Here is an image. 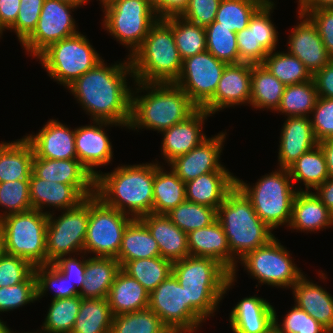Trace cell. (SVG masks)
Instances as JSON below:
<instances>
[{"label": "cell", "instance_id": "8", "mask_svg": "<svg viewBox=\"0 0 333 333\" xmlns=\"http://www.w3.org/2000/svg\"><path fill=\"white\" fill-rule=\"evenodd\" d=\"M49 210L36 209L0 219L4 253L19 256L33 267L47 265L46 231Z\"/></svg>", "mask_w": 333, "mask_h": 333}, {"label": "cell", "instance_id": "24", "mask_svg": "<svg viewBox=\"0 0 333 333\" xmlns=\"http://www.w3.org/2000/svg\"><path fill=\"white\" fill-rule=\"evenodd\" d=\"M32 172L39 178L75 186L86 198L94 195L92 175L78 159H44L33 157Z\"/></svg>", "mask_w": 333, "mask_h": 333}, {"label": "cell", "instance_id": "47", "mask_svg": "<svg viewBox=\"0 0 333 333\" xmlns=\"http://www.w3.org/2000/svg\"><path fill=\"white\" fill-rule=\"evenodd\" d=\"M183 232L209 226L217 218V210L185 200L166 214Z\"/></svg>", "mask_w": 333, "mask_h": 333}, {"label": "cell", "instance_id": "59", "mask_svg": "<svg viewBox=\"0 0 333 333\" xmlns=\"http://www.w3.org/2000/svg\"><path fill=\"white\" fill-rule=\"evenodd\" d=\"M80 256L82 259H77L75 254L62 256L58 258L52 265L59 270L70 282H72L76 289L80 292L85 282V266H86V254Z\"/></svg>", "mask_w": 333, "mask_h": 333}, {"label": "cell", "instance_id": "10", "mask_svg": "<svg viewBox=\"0 0 333 333\" xmlns=\"http://www.w3.org/2000/svg\"><path fill=\"white\" fill-rule=\"evenodd\" d=\"M36 59L65 88L103 60L81 32L53 43Z\"/></svg>", "mask_w": 333, "mask_h": 333}, {"label": "cell", "instance_id": "62", "mask_svg": "<svg viewBox=\"0 0 333 333\" xmlns=\"http://www.w3.org/2000/svg\"><path fill=\"white\" fill-rule=\"evenodd\" d=\"M20 9V0H0V24L8 30L15 22Z\"/></svg>", "mask_w": 333, "mask_h": 333}, {"label": "cell", "instance_id": "40", "mask_svg": "<svg viewBox=\"0 0 333 333\" xmlns=\"http://www.w3.org/2000/svg\"><path fill=\"white\" fill-rule=\"evenodd\" d=\"M112 321L107 298H82L71 333H110Z\"/></svg>", "mask_w": 333, "mask_h": 333}, {"label": "cell", "instance_id": "31", "mask_svg": "<svg viewBox=\"0 0 333 333\" xmlns=\"http://www.w3.org/2000/svg\"><path fill=\"white\" fill-rule=\"evenodd\" d=\"M235 186L236 177L230 171L209 172L185 183L186 200L217 210Z\"/></svg>", "mask_w": 333, "mask_h": 333}, {"label": "cell", "instance_id": "45", "mask_svg": "<svg viewBox=\"0 0 333 333\" xmlns=\"http://www.w3.org/2000/svg\"><path fill=\"white\" fill-rule=\"evenodd\" d=\"M82 297L76 295L70 298L51 300L41 333H71L79 313Z\"/></svg>", "mask_w": 333, "mask_h": 333}, {"label": "cell", "instance_id": "58", "mask_svg": "<svg viewBox=\"0 0 333 333\" xmlns=\"http://www.w3.org/2000/svg\"><path fill=\"white\" fill-rule=\"evenodd\" d=\"M298 12L306 15L315 25L328 55L333 59V8Z\"/></svg>", "mask_w": 333, "mask_h": 333}, {"label": "cell", "instance_id": "55", "mask_svg": "<svg viewBox=\"0 0 333 333\" xmlns=\"http://www.w3.org/2000/svg\"><path fill=\"white\" fill-rule=\"evenodd\" d=\"M33 272L34 267L27 260L4 252L0 255V287L22 283Z\"/></svg>", "mask_w": 333, "mask_h": 333}, {"label": "cell", "instance_id": "72", "mask_svg": "<svg viewBox=\"0 0 333 333\" xmlns=\"http://www.w3.org/2000/svg\"><path fill=\"white\" fill-rule=\"evenodd\" d=\"M3 31H5V29H4V28L1 26V24H0V37L2 36Z\"/></svg>", "mask_w": 333, "mask_h": 333}, {"label": "cell", "instance_id": "1", "mask_svg": "<svg viewBox=\"0 0 333 333\" xmlns=\"http://www.w3.org/2000/svg\"><path fill=\"white\" fill-rule=\"evenodd\" d=\"M104 61L76 79L67 89L92 121L114 122L128 128L133 88L128 86L127 78L134 80L130 59L127 57L124 62L110 66Z\"/></svg>", "mask_w": 333, "mask_h": 333}, {"label": "cell", "instance_id": "41", "mask_svg": "<svg viewBox=\"0 0 333 333\" xmlns=\"http://www.w3.org/2000/svg\"><path fill=\"white\" fill-rule=\"evenodd\" d=\"M163 20L173 30L182 60L207 50L205 27L191 23L181 16H171Z\"/></svg>", "mask_w": 333, "mask_h": 333}, {"label": "cell", "instance_id": "7", "mask_svg": "<svg viewBox=\"0 0 333 333\" xmlns=\"http://www.w3.org/2000/svg\"><path fill=\"white\" fill-rule=\"evenodd\" d=\"M236 186L251 201L258 217L272 230L280 225L288 227L294 196L298 190H303L301 186L294 189L286 168L263 175L253 186L236 177Z\"/></svg>", "mask_w": 333, "mask_h": 333}, {"label": "cell", "instance_id": "35", "mask_svg": "<svg viewBox=\"0 0 333 333\" xmlns=\"http://www.w3.org/2000/svg\"><path fill=\"white\" fill-rule=\"evenodd\" d=\"M120 270L121 265L116 258L90 255L86 259L85 282L79 295L82 298H107Z\"/></svg>", "mask_w": 333, "mask_h": 333}, {"label": "cell", "instance_id": "6", "mask_svg": "<svg viewBox=\"0 0 333 333\" xmlns=\"http://www.w3.org/2000/svg\"><path fill=\"white\" fill-rule=\"evenodd\" d=\"M134 82L174 83L181 72L182 59L172 28L159 19L142 45L129 57Z\"/></svg>", "mask_w": 333, "mask_h": 333}, {"label": "cell", "instance_id": "16", "mask_svg": "<svg viewBox=\"0 0 333 333\" xmlns=\"http://www.w3.org/2000/svg\"><path fill=\"white\" fill-rule=\"evenodd\" d=\"M149 308L177 332H196L203 323L187 307L185 290L173 273L149 294Z\"/></svg>", "mask_w": 333, "mask_h": 333}, {"label": "cell", "instance_id": "43", "mask_svg": "<svg viewBox=\"0 0 333 333\" xmlns=\"http://www.w3.org/2000/svg\"><path fill=\"white\" fill-rule=\"evenodd\" d=\"M318 99L313 79L310 81L287 85L281 97L280 105L275 111L287 117L307 116L312 113Z\"/></svg>", "mask_w": 333, "mask_h": 333}, {"label": "cell", "instance_id": "37", "mask_svg": "<svg viewBox=\"0 0 333 333\" xmlns=\"http://www.w3.org/2000/svg\"><path fill=\"white\" fill-rule=\"evenodd\" d=\"M154 163L153 213L167 214L186 200L185 182L170 168V172Z\"/></svg>", "mask_w": 333, "mask_h": 333}, {"label": "cell", "instance_id": "2", "mask_svg": "<svg viewBox=\"0 0 333 333\" xmlns=\"http://www.w3.org/2000/svg\"><path fill=\"white\" fill-rule=\"evenodd\" d=\"M172 273L185 290L187 307L205 322L236 279L218 261L189 255L173 263ZM213 314V315H212Z\"/></svg>", "mask_w": 333, "mask_h": 333}, {"label": "cell", "instance_id": "18", "mask_svg": "<svg viewBox=\"0 0 333 333\" xmlns=\"http://www.w3.org/2000/svg\"><path fill=\"white\" fill-rule=\"evenodd\" d=\"M121 126L114 122L95 121L93 125L75 128V150L77 159L83 167L95 177L100 173L96 168L106 166L113 160L112 144L104 131L108 126ZM96 169V170H95Z\"/></svg>", "mask_w": 333, "mask_h": 333}, {"label": "cell", "instance_id": "17", "mask_svg": "<svg viewBox=\"0 0 333 333\" xmlns=\"http://www.w3.org/2000/svg\"><path fill=\"white\" fill-rule=\"evenodd\" d=\"M275 3L267 0L251 17L247 28L236 33L239 63L262 64L276 51L278 31L271 20Z\"/></svg>", "mask_w": 333, "mask_h": 333}, {"label": "cell", "instance_id": "64", "mask_svg": "<svg viewBox=\"0 0 333 333\" xmlns=\"http://www.w3.org/2000/svg\"><path fill=\"white\" fill-rule=\"evenodd\" d=\"M298 11H313L333 8V0H298Z\"/></svg>", "mask_w": 333, "mask_h": 333}, {"label": "cell", "instance_id": "22", "mask_svg": "<svg viewBox=\"0 0 333 333\" xmlns=\"http://www.w3.org/2000/svg\"><path fill=\"white\" fill-rule=\"evenodd\" d=\"M209 116L212 115L208 111L198 108L186 120L161 132L163 135L161 155H163L165 163L169 164L207 139L202 130L204 122Z\"/></svg>", "mask_w": 333, "mask_h": 333}, {"label": "cell", "instance_id": "19", "mask_svg": "<svg viewBox=\"0 0 333 333\" xmlns=\"http://www.w3.org/2000/svg\"><path fill=\"white\" fill-rule=\"evenodd\" d=\"M226 131L205 139L200 145L171 161L168 165L183 181L214 171H229L220 163Z\"/></svg>", "mask_w": 333, "mask_h": 333}, {"label": "cell", "instance_id": "29", "mask_svg": "<svg viewBox=\"0 0 333 333\" xmlns=\"http://www.w3.org/2000/svg\"><path fill=\"white\" fill-rule=\"evenodd\" d=\"M333 225V213L312 191L298 190L292 203L288 227L292 230L314 232ZM324 228V229H323Z\"/></svg>", "mask_w": 333, "mask_h": 333}, {"label": "cell", "instance_id": "56", "mask_svg": "<svg viewBox=\"0 0 333 333\" xmlns=\"http://www.w3.org/2000/svg\"><path fill=\"white\" fill-rule=\"evenodd\" d=\"M310 117L318 142L333 139V99L318 97Z\"/></svg>", "mask_w": 333, "mask_h": 333}, {"label": "cell", "instance_id": "15", "mask_svg": "<svg viewBox=\"0 0 333 333\" xmlns=\"http://www.w3.org/2000/svg\"><path fill=\"white\" fill-rule=\"evenodd\" d=\"M226 65L206 50L182 61L180 75L174 83L202 108L214 96Z\"/></svg>", "mask_w": 333, "mask_h": 333}, {"label": "cell", "instance_id": "51", "mask_svg": "<svg viewBox=\"0 0 333 333\" xmlns=\"http://www.w3.org/2000/svg\"><path fill=\"white\" fill-rule=\"evenodd\" d=\"M0 207L5 208L2 214L0 212V219L31 210L29 179L0 183Z\"/></svg>", "mask_w": 333, "mask_h": 333}, {"label": "cell", "instance_id": "69", "mask_svg": "<svg viewBox=\"0 0 333 333\" xmlns=\"http://www.w3.org/2000/svg\"><path fill=\"white\" fill-rule=\"evenodd\" d=\"M264 333H279L277 327L273 324L268 330H266Z\"/></svg>", "mask_w": 333, "mask_h": 333}, {"label": "cell", "instance_id": "12", "mask_svg": "<svg viewBox=\"0 0 333 333\" xmlns=\"http://www.w3.org/2000/svg\"><path fill=\"white\" fill-rule=\"evenodd\" d=\"M290 254L275 237L268 244L248 253L239 263L258 280L259 285L291 289L304 274Z\"/></svg>", "mask_w": 333, "mask_h": 333}, {"label": "cell", "instance_id": "36", "mask_svg": "<svg viewBox=\"0 0 333 333\" xmlns=\"http://www.w3.org/2000/svg\"><path fill=\"white\" fill-rule=\"evenodd\" d=\"M157 256H160L157 241L148 228L138 218H134L123 233L121 247L116 258L121 268L128 261Z\"/></svg>", "mask_w": 333, "mask_h": 333}, {"label": "cell", "instance_id": "53", "mask_svg": "<svg viewBox=\"0 0 333 333\" xmlns=\"http://www.w3.org/2000/svg\"><path fill=\"white\" fill-rule=\"evenodd\" d=\"M276 310L274 309V325L279 333H329L318 321L295 304L287 312L281 324H278Z\"/></svg>", "mask_w": 333, "mask_h": 333}, {"label": "cell", "instance_id": "65", "mask_svg": "<svg viewBox=\"0 0 333 333\" xmlns=\"http://www.w3.org/2000/svg\"><path fill=\"white\" fill-rule=\"evenodd\" d=\"M318 145L324 153L329 178H333V139L322 140L318 142Z\"/></svg>", "mask_w": 333, "mask_h": 333}, {"label": "cell", "instance_id": "13", "mask_svg": "<svg viewBox=\"0 0 333 333\" xmlns=\"http://www.w3.org/2000/svg\"><path fill=\"white\" fill-rule=\"evenodd\" d=\"M48 214L46 231L47 264L62 256L82 254L89 222V197L78 206L63 210L59 217ZM77 252V253H76Z\"/></svg>", "mask_w": 333, "mask_h": 333}, {"label": "cell", "instance_id": "25", "mask_svg": "<svg viewBox=\"0 0 333 333\" xmlns=\"http://www.w3.org/2000/svg\"><path fill=\"white\" fill-rule=\"evenodd\" d=\"M283 124L277 157L279 168L287 169L301 155L318 145V141L310 117H287Z\"/></svg>", "mask_w": 333, "mask_h": 333}, {"label": "cell", "instance_id": "5", "mask_svg": "<svg viewBox=\"0 0 333 333\" xmlns=\"http://www.w3.org/2000/svg\"><path fill=\"white\" fill-rule=\"evenodd\" d=\"M216 219L224 229L233 255L231 278L235 279L237 263L248 253L268 244L275 235L272 234L273 230L258 217L251 201L237 186L227 194L217 209Z\"/></svg>", "mask_w": 333, "mask_h": 333}, {"label": "cell", "instance_id": "60", "mask_svg": "<svg viewBox=\"0 0 333 333\" xmlns=\"http://www.w3.org/2000/svg\"><path fill=\"white\" fill-rule=\"evenodd\" d=\"M318 97L333 99V59L312 76Z\"/></svg>", "mask_w": 333, "mask_h": 333}, {"label": "cell", "instance_id": "26", "mask_svg": "<svg viewBox=\"0 0 333 333\" xmlns=\"http://www.w3.org/2000/svg\"><path fill=\"white\" fill-rule=\"evenodd\" d=\"M138 219L157 241L162 258L174 263L190 255L187 233L179 229L166 214L150 213Z\"/></svg>", "mask_w": 333, "mask_h": 333}, {"label": "cell", "instance_id": "9", "mask_svg": "<svg viewBox=\"0 0 333 333\" xmlns=\"http://www.w3.org/2000/svg\"><path fill=\"white\" fill-rule=\"evenodd\" d=\"M104 12L103 29L128 48V58L142 45L159 20L151 0H99Z\"/></svg>", "mask_w": 333, "mask_h": 333}, {"label": "cell", "instance_id": "68", "mask_svg": "<svg viewBox=\"0 0 333 333\" xmlns=\"http://www.w3.org/2000/svg\"><path fill=\"white\" fill-rule=\"evenodd\" d=\"M159 333H177V331L171 327H165L161 332Z\"/></svg>", "mask_w": 333, "mask_h": 333}, {"label": "cell", "instance_id": "27", "mask_svg": "<svg viewBox=\"0 0 333 333\" xmlns=\"http://www.w3.org/2000/svg\"><path fill=\"white\" fill-rule=\"evenodd\" d=\"M29 193L32 209L40 212H44V208L48 206L68 210L86 199L75 186L47 181L37 177L33 172L29 178Z\"/></svg>", "mask_w": 333, "mask_h": 333}, {"label": "cell", "instance_id": "23", "mask_svg": "<svg viewBox=\"0 0 333 333\" xmlns=\"http://www.w3.org/2000/svg\"><path fill=\"white\" fill-rule=\"evenodd\" d=\"M36 135L24 136L32 145L34 155L44 159H77L75 129L50 119Z\"/></svg>", "mask_w": 333, "mask_h": 333}, {"label": "cell", "instance_id": "54", "mask_svg": "<svg viewBox=\"0 0 333 333\" xmlns=\"http://www.w3.org/2000/svg\"><path fill=\"white\" fill-rule=\"evenodd\" d=\"M45 0H20L16 22L8 29L14 31L22 44L35 30Z\"/></svg>", "mask_w": 333, "mask_h": 333}, {"label": "cell", "instance_id": "49", "mask_svg": "<svg viewBox=\"0 0 333 333\" xmlns=\"http://www.w3.org/2000/svg\"><path fill=\"white\" fill-rule=\"evenodd\" d=\"M166 326L149 307L113 316L110 333H159Z\"/></svg>", "mask_w": 333, "mask_h": 333}, {"label": "cell", "instance_id": "14", "mask_svg": "<svg viewBox=\"0 0 333 333\" xmlns=\"http://www.w3.org/2000/svg\"><path fill=\"white\" fill-rule=\"evenodd\" d=\"M77 7L61 0H45L35 30L21 44L25 52L36 58L53 43L78 34L72 16Z\"/></svg>", "mask_w": 333, "mask_h": 333}, {"label": "cell", "instance_id": "57", "mask_svg": "<svg viewBox=\"0 0 333 333\" xmlns=\"http://www.w3.org/2000/svg\"><path fill=\"white\" fill-rule=\"evenodd\" d=\"M220 2L221 0H189L187 8L180 16L191 23L206 27L215 20Z\"/></svg>", "mask_w": 333, "mask_h": 333}, {"label": "cell", "instance_id": "21", "mask_svg": "<svg viewBox=\"0 0 333 333\" xmlns=\"http://www.w3.org/2000/svg\"><path fill=\"white\" fill-rule=\"evenodd\" d=\"M298 14L300 22L289 34L287 52L299 58L313 75L328 64L332 58L328 55L312 21L300 12Z\"/></svg>", "mask_w": 333, "mask_h": 333}, {"label": "cell", "instance_id": "71", "mask_svg": "<svg viewBox=\"0 0 333 333\" xmlns=\"http://www.w3.org/2000/svg\"><path fill=\"white\" fill-rule=\"evenodd\" d=\"M5 333H16V331L14 332L13 330H11L9 327L6 329ZM19 333V332H17ZM24 333H29V332H24ZM30 333H38V332H30ZM41 333V332H40Z\"/></svg>", "mask_w": 333, "mask_h": 333}, {"label": "cell", "instance_id": "3", "mask_svg": "<svg viewBox=\"0 0 333 333\" xmlns=\"http://www.w3.org/2000/svg\"><path fill=\"white\" fill-rule=\"evenodd\" d=\"M154 162L121 165L95 177L94 195L107 206L140 218L153 213Z\"/></svg>", "mask_w": 333, "mask_h": 333}, {"label": "cell", "instance_id": "61", "mask_svg": "<svg viewBox=\"0 0 333 333\" xmlns=\"http://www.w3.org/2000/svg\"><path fill=\"white\" fill-rule=\"evenodd\" d=\"M189 0H151L159 19L180 16L187 8Z\"/></svg>", "mask_w": 333, "mask_h": 333}, {"label": "cell", "instance_id": "50", "mask_svg": "<svg viewBox=\"0 0 333 333\" xmlns=\"http://www.w3.org/2000/svg\"><path fill=\"white\" fill-rule=\"evenodd\" d=\"M37 300L47 294V291L54 290L52 300L70 298L79 295L76 286L69 281L52 264L35 266Z\"/></svg>", "mask_w": 333, "mask_h": 333}, {"label": "cell", "instance_id": "30", "mask_svg": "<svg viewBox=\"0 0 333 333\" xmlns=\"http://www.w3.org/2000/svg\"><path fill=\"white\" fill-rule=\"evenodd\" d=\"M229 322L233 333H264L274 324V307L257 295L245 297L231 310Z\"/></svg>", "mask_w": 333, "mask_h": 333}, {"label": "cell", "instance_id": "44", "mask_svg": "<svg viewBox=\"0 0 333 333\" xmlns=\"http://www.w3.org/2000/svg\"><path fill=\"white\" fill-rule=\"evenodd\" d=\"M262 64L285 86L312 80L302 61L288 52H269Z\"/></svg>", "mask_w": 333, "mask_h": 333}, {"label": "cell", "instance_id": "66", "mask_svg": "<svg viewBox=\"0 0 333 333\" xmlns=\"http://www.w3.org/2000/svg\"><path fill=\"white\" fill-rule=\"evenodd\" d=\"M61 1L71 3V4H73L75 6H78L80 8L82 5L87 4L88 0H61Z\"/></svg>", "mask_w": 333, "mask_h": 333}, {"label": "cell", "instance_id": "33", "mask_svg": "<svg viewBox=\"0 0 333 333\" xmlns=\"http://www.w3.org/2000/svg\"><path fill=\"white\" fill-rule=\"evenodd\" d=\"M149 294L136 279L121 269L109 290L107 301L115 316L148 308Z\"/></svg>", "mask_w": 333, "mask_h": 333}, {"label": "cell", "instance_id": "63", "mask_svg": "<svg viewBox=\"0 0 333 333\" xmlns=\"http://www.w3.org/2000/svg\"><path fill=\"white\" fill-rule=\"evenodd\" d=\"M322 203L333 213V178H328L315 190Z\"/></svg>", "mask_w": 333, "mask_h": 333}, {"label": "cell", "instance_id": "20", "mask_svg": "<svg viewBox=\"0 0 333 333\" xmlns=\"http://www.w3.org/2000/svg\"><path fill=\"white\" fill-rule=\"evenodd\" d=\"M251 64L226 65L214 96L202 107L211 115L233 106L250 104Z\"/></svg>", "mask_w": 333, "mask_h": 333}, {"label": "cell", "instance_id": "34", "mask_svg": "<svg viewBox=\"0 0 333 333\" xmlns=\"http://www.w3.org/2000/svg\"><path fill=\"white\" fill-rule=\"evenodd\" d=\"M34 150L22 137L16 141L0 143V183L29 179L33 170Z\"/></svg>", "mask_w": 333, "mask_h": 333}, {"label": "cell", "instance_id": "73", "mask_svg": "<svg viewBox=\"0 0 333 333\" xmlns=\"http://www.w3.org/2000/svg\"><path fill=\"white\" fill-rule=\"evenodd\" d=\"M177 333H193V332H177Z\"/></svg>", "mask_w": 333, "mask_h": 333}, {"label": "cell", "instance_id": "39", "mask_svg": "<svg viewBox=\"0 0 333 333\" xmlns=\"http://www.w3.org/2000/svg\"><path fill=\"white\" fill-rule=\"evenodd\" d=\"M287 170L293 184L303 182L305 191L312 188L314 191L329 178L325 156L319 145L301 155Z\"/></svg>", "mask_w": 333, "mask_h": 333}, {"label": "cell", "instance_id": "46", "mask_svg": "<svg viewBox=\"0 0 333 333\" xmlns=\"http://www.w3.org/2000/svg\"><path fill=\"white\" fill-rule=\"evenodd\" d=\"M267 0H221L215 21L232 32L247 28L253 14Z\"/></svg>", "mask_w": 333, "mask_h": 333}, {"label": "cell", "instance_id": "32", "mask_svg": "<svg viewBox=\"0 0 333 333\" xmlns=\"http://www.w3.org/2000/svg\"><path fill=\"white\" fill-rule=\"evenodd\" d=\"M294 304L333 333V296L303 275L291 288Z\"/></svg>", "mask_w": 333, "mask_h": 333}, {"label": "cell", "instance_id": "48", "mask_svg": "<svg viewBox=\"0 0 333 333\" xmlns=\"http://www.w3.org/2000/svg\"><path fill=\"white\" fill-rule=\"evenodd\" d=\"M207 51L216 59L228 64H239L237 36L215 20L205 27Z\"/></svg>", "mask_w": 333, "mask_h": 333}, {"label": "cell", "instance_id": "11", "mask_svg": "<svg viewBox=\"0 0 333 333\" xmlns=\"http://www.w3.org/2000/svg\"><path fill=\"white\" fill-rule=\"evenodd\" d=\"M134 218L107 206L97 196L89 197V222L83 253L117 258L122 236Z\"/></svg>", "mask_w": 333, "mask_h": 333}, {"label": "cell", "instance_id": "52", "mask_svg": "<svg viewBox=\"0 0 333 333\" xmlns=\"http://www.w3.org/2000/svg\"><path fill=\"white\" fill-rule=\"evenodd\" d=\"M37 301L36 276L33 272L24 282L0 287V312L13 311Z\"/></svg>", "mask_w": 333, "mask_h": 333}, {"label": "cell", "instance_id": "4", "mask_svg": "<svg viewBox=\"0 0 333 333\" xmlns=\"http://www.w3.org/2000/svg\"><path fill=\"white\" fill-rule=\"evenodd\" d=\"M134 84L128 129L146 128L159 133L186 120L198 109L175 83ZM142 91L147 93L139 95Z\"/></svg>", "mask_w": 333, "mask_h": 333}, {"label": "cell", "instance_id": "70", "mask_svg": "<svg viewBox=\"0 0 333 333\" xmlns=\"http://www.w3.org/2000/svg\"><path fill=\"white\" fill-rule=\"evenodd\" d=\"M4 252V249H3V236H2V230H1V227H0V255Z\"/></svg>", "mask_w": 333, "mask_h": 333}, {"label": "cell", "instance_id": "67", "mask_svg": "<svg viewBox=\"0 0 333 333\" xmlns=\"http://www.w3.org/2000/svg\"><path fill=\"white\" fill-rule=\"evenodd\" d=\"M7 328L8 326L6 325V322L0 319V333H5Z\"/></svg>", "mask_w": 333, "mask_h": 333}, {"label": "cell", "instance_id": "28", "mask_svg": "<svg viewBox=\"0 0 333 333\" xmlns=\"http://www.w3.org/2000/svg\"><path fill=\"white\" fill-rule=\"evenodd\" d=\"M187 241L191 256L214 259L233 273V255L224 229L217 219L209 226L190 231Z\"/></svg>", "mask_w": 333, "mask_h": 333}, {"label": "cell", "instance_id": "38", "mask_svg": "<svg viewBox=\"0 0 333 333\" xmlns=\"http://www.w3.org/2000/svg\"><path fill=\"white\" fill-rule=\"evenodd\" d=\"M285 87L263 64H251L250 106L256 110L266 108L275 112Z\"/></svg>", "mask_w": 333, "mask_h": 333}, {"label": "cell", "instance_id": "42", "mask_svg": "<svg viewBox=\"0 0 333 333\" xmlns=\"http://www.w3.org/2000/svg\"><path fill=\"white\" fill-rule=\"evenodd\" d=\"M172 266L171 261L157 256L128 261L121 269L151 293L172 274Z\"/></svg>", "mask_w": 333, "mask_h": 333}]
</instances>
